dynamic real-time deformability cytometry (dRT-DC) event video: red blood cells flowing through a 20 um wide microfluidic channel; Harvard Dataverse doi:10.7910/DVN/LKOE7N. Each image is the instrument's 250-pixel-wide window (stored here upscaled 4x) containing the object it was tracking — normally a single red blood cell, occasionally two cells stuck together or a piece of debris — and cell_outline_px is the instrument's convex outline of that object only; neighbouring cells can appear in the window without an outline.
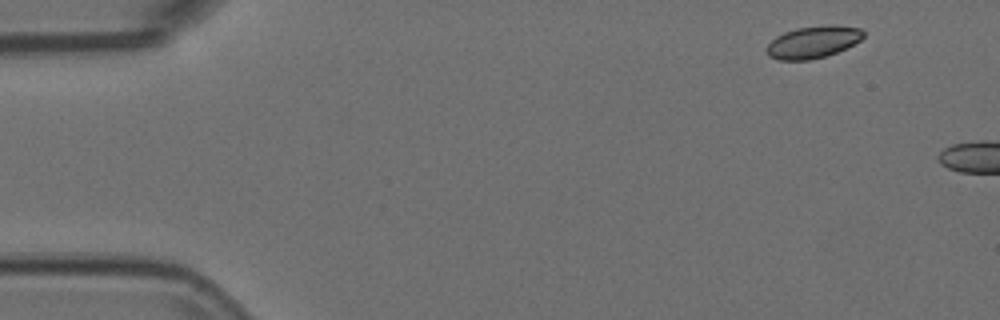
{"species": "Egyptian fruit bat (a non-hibernating species)", "species_latin": "Rousettus aegyptiacus", "temperature_condition": "room temperature", "stored_images_in_passage": 2, "camera_frame_rate_fps": 3000, "um_per_image_px": 0.085, "animal": {"sex": "female"}, "frame": {"image": 1, "passage_image": 1, "time_ms": 0.0, "image_size_px": [1000, 320], "cell_outline_px": [[864, 36], [860, 40], [836, 52], [824, 56], [808, 60], [780, 60], [768, 56], [768, 44], [776, 36], [784, 32], [796, 28], [860, 28], [864, 32]], "centroid_in_image_um": [69.03, 3.63], "position_along_channel_um": 16.0, "area_um2": 16.94}}